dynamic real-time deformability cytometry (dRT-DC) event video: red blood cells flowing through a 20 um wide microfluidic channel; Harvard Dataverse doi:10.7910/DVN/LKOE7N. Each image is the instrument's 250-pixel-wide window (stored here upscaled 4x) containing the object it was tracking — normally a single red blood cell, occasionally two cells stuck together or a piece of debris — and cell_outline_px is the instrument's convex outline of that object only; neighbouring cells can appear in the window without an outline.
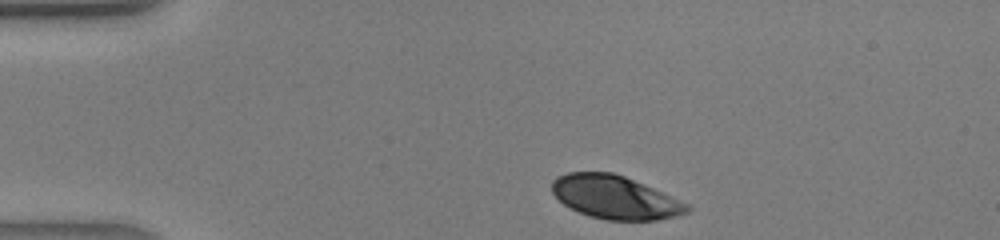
{"species": "human", "species_latin": "Homo sapiens", "temperature_condition": "warm", "stored_images_in_passage": 30, "camera_frame_rate_fps": 3000, "um_per_image_px": 0.085, "donor": {"sex": "male"}, "frame": {"image": 1, "passage_image": 1, "time_ms": 0.0, "image_size_px": [1000, 240], "cell_outline_px": [[692, 208], [688, 212], [676, 216], [656, 220], [608, 220], [588, 216], [564, 204], [552, 192], [552, 180], [556, 176], [568, 172], [612, 172], [624, 176], [680, 200], [688, 204]], "centroid_in_image_um": [52.26, 16.77], "position_along_channel_um": 32.7, "area_um2": 33.81}}
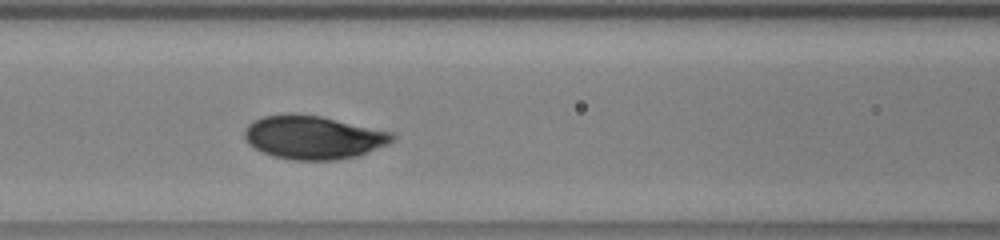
{"frame": {"image": 2, "passage_image": 11, "time_ms": 3.333, "image_size_px": [1000, 240], "cell_outline_px": [[396, 140], [388, 144], [356, 156], [336, 160], [292, 160], [272, 156], [248, 144], [244, 136], [244, 128], [248, 124], [264, 116], [292, 112], [296, 112], [320, 116], [392, 132], [396, 136]], "centroid_in_image_um": [26.62, 11.66], "position_along_channel_um": 140.0, "area_um2": 37.51}}
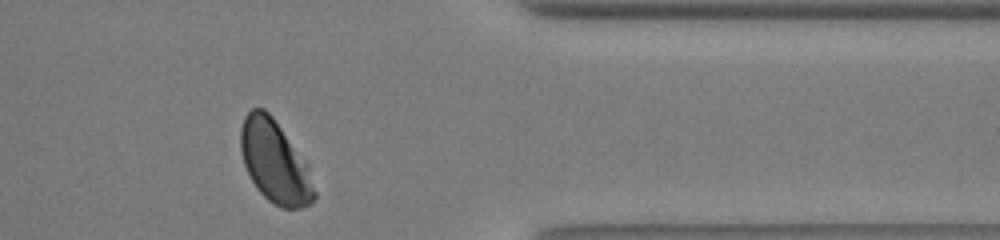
{"frame": {"image": 3, "passage_image": 27, "time_ms": 8.667, "image_size_px": [1000, 240], "cell_outline_px": [[316, 196], [308, 204], [300, 208], [280, 208], [268, 200], [256, 188], [244, 164], [240, 152], [240, 128], [244, 116], [252, 108], [264, 108], [272, 116], [308, 164], [316, 192]], "centroid_in_image_um": [23.35, 13.75], "position_along_channel_um": 388.1, "area_um2": 35.32}}